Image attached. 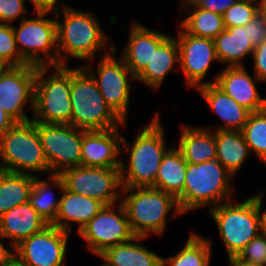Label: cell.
<instances>
[{
	"label": "cell",
	"instance_id": "6da1fadb",
	"mask_svg": "<svg viewBox=\"0 0 266 266\" xmlns=\"http://www.w3.org/2000/svg\"><path fill=\"white\" fill-rule=\"evenodd\" d=\"M53 11L57 23L59 65H69L67 62L75 59L77 66H83L84 61L96 59L98 55L102 57L114 49L113 38L106 34L93 11H83L68 3L54 7Z\"/></svg>",
	"mask_w": 266,
	"mask_h": 266
},
{
	"label": "cell",
	"instance_id": "7a4b0ae2",
	"mask_svg": "<svg viewBox=\"0 0 266 266\" xmlns=\"http://www.w3.org/2000/svg\"><path fill=\"white\" fill-rule=\"evenodd\" d=\"M150 119L140 126L131 142L122 136L120 174L123 188L152 187L162 157L172 146L166 145L160 111L157 110Z\"/></svg>",
	"mask_w": 266,
	"mask_h": 266
},
{
	"label": "cell",
	"instance_id": "3957f363",
	"mask_svg": "<svg viewBox=\"0 0 266 266\" xmlns=\"http://www.w3.org/2000/svg\"><path fill=\"white\" fill-rule=\"evenodd\" d=\"M233 180L234 176L218 160L187 163L184 189L176 198L180 211L191 214L233 200Z\"/></svg>",
	"mask_w": 266,
	"mask_h": 266
},
{
	"label": "cell",
	"instance_id": "277c9868",
	"mask_svg": "<svg viewBox=\"0 0 266 266\" xmlns=\"http://www.w3.org/2000/svg\"><path fill=\"white\" fill-rule=\"evenodd\" d=\"M121 202L135 236L163 237L168 226L167 216H184L173 195L153 187L123 188Z\"/></svg>",
	"mask_w": 266,
	"mask_h": 266
},
{
	"label": "cell",
	"instance_id": "5b68a950",
	"mask_svg": "<svg viewBox=\"0 0 266 266\" xmlns=\"http://www.w3.org/2000/svg\"><path fill=\"white\" fill-rule=\"evenodd\" d=\"M71 66H36L32 121L71 124Z\"/></svg>",
	"mask_w": 266,
	"mask_h": 266
},
{
	"label": "cell",
	"instance_id": "8992f818",
	"mask_svg": "<svg viewBox=\"0 0 266 266\" xmlns=\"http://www.w3.org/2000/svg\"><path fill=\"white\" fill-rule=\"evenodd\" d=\"M71 125L85 131L110 130L125 122L102 97L95 79L83 66H71Z\"/></svg>",
	"mask_w": 266,
	"mask_h": 266
},
{
	"label": "cell",
	"instance_id": "52a82bcc",
	"mask_svg": "<svg viewBox=\"0 0 266 266\" xmlns=\"http://www.w3.org/2000/svg\"><path fill=\"white\" fill-rule=\"evenodd\" d=\"M213 219L218 238L222 242L227 258L239 252L262 230L261 212L255 198L249 196L242 201L235 199L218 204L208 210Z\"/></svg>",
	"mask_w": 266,
	"mask_h": 266
},
{
	"label": "cell",
	"instance_id": "ba28073f",
	"mask_svg": "<svg viewBox=\"0 0 266 266\" xmlns=\"http://www.w3.org/2000/svg\"><path fill=\"white\" fill-rule=\"evenodd\" d=\"M32 14L33 17L28 16L12 25L20 56L27 64L37 67L58 66L57 23L53 8H36Z\"/></svg>",
	"mask_w": 266,
	"mask_h": 266
},
{
	"label": "cell",
	"instance_id": "9c48e42d",
	"mask_svg": "<svg viewBox=\"0 0 266 266\" xmlns=\"http://www.w3.org/2000/svg\"><path fill=\"white\" fill-rule=\"evenodd\" d=\"M0 170L39 177L50 175L37 122L15 123L0 138Z\"/></svg>",
	"mask_w": 266,
	"mask_h": 266
},
{
	"label": "cell",
	"instance_id": "30bf717a",
	"mask_svg": "<svg viewBox=\"0 0 266 266\" xmlns=\"http://www.w3.org/2000/svg\"><path fill=\"white\" fill-rule=\"evenodd\" d=\"M116 52L117 46L114 43V49L110 53L84 63L83 67L95 79L102 97L111 109L124 122H128L129 103H131V91H133L132 83L136 84L137 81L124 60ZM95 60H98L97 63Z\"/></svg>",
	"mask_w": 266,
	"mask_h": 266
},
{
	"label": "cell",
	"instance_id": "8fae6325",
	"mask_svg": "<svg viewBox=\"0 0 266 266\" xmlns=\"http://www.w3.org/2000/svg\"><path fill=\"white\" fill-rule=\"evenodd\" d=\"M86 251L98 257L106 249L130 241L133 234L122 202L105 205L77 234Z\"/></svg>",
	"mask_w": 266,
	"mask_h": 266
},
{
	"label": "cell",
	"instance_id": "7c38bea8",
	"mask_svg": "<svg viewBox=\"0 0 266 266\" xmlns=\"http://www.w3.org/2000/svg\"><path fill=\"white\" fill-rule=\"evenodd\" d=\"M64 188L111 205L121 201L122 182L120 168L76 166L62 171Z\"/></svg>",
	"mask_w": 266,
	"mask_h": 266
},
{
	"label": "cell",
	"instance_id": "4fadbf2b",
	"mask_svg": "<svg viewBox=\"0 0 266 266\" xmlns=\"http://www.w3.org/2000/svg\"><path fill=\"white\" fill-rule=\"evenodd\" d=\"M37 132L51 174L81 166L82 129L71 124L37 122Z\"/></svg>",
	"mask_w": 266,
	"mask_h": 266
},
{
	"label": "cell",
	"instance_id": "5bb4252c",
	"mask_svg": "<svg viewBox=\"0 0 266 266\" xmlns=\"http://www.w3.org/2000/svg\"><path fill=\"white\" fill-rule=\"evenodd\" d=\"M35 79L36 66L30 64L9 66L0 75V108L16 123L32 119Z\"/></svg>",
	"mask_w": 266,
	"mask_h": 266
},
{
	"label": "cell",
	"instance_id": "9a60e30c",
	"mask_svg": "<svg viewBox=\"0 0 266 266\" xmlns=\"http://www.w3.org/2000/svg\"><path fill=\"white\" fill-rule=\"evenodd\" d=\"M175 34L179 47V71L183 75L185 87L190 89L208 84L205 81L213 64L218 62L215 42L186 33L178 24Z\"/></svg>",
	"mask_w": 266,
	"mask_h": 266
},
{
	"label": "cell",
	"instance_id": "2e32d148",
	"mask_svg": "<svg viewBox=\"0 0 266 266\" xmlns=\"http://www.w3.org/2000/svg\"><path fill=\"white\" fill-rule=\"evenodd\" d=\"M70 235L48 225L15 246V256L28 266H66Z\"/></svg>",
	"mask_w": 266,
	"mask_h": 266
},
{
	"label": "cell",
	"instance_id": "e0dca14e",
	"mask_svg": "<svg viewBox=\"0 0 266 266\" xmlns=\"http://www.w3.org/2000/svg\"><path fill=\"white\" fill-rule=\"evenodd\" d=\"M245 66H226L213 75L209 83H215L238 104L251 112L266 108V98L260 94L257 84H264Z\"/></svg>",
	"mask_w": 266,
	"mask_h": 266
},
{
	"label": "cell",
	"instance_id": "ac0fdd59",
	"mask_svg": "<svg viewBox=\"0 0 266 266\" xmlns=\"http://www.w3.org/2000/svg\"><path fill=\"white\" fill-rule=\"evenodd\" d=\"M110 130H82L81 166L99 168H120L121 128Z\"/></svg>",
	"mask_w": 266,
	"mask_h": 266
},
{
	"label": "cell",
	"instance_id": "d6986e66",
	"mask_svg": "<svg viewBox=\"0 0 266 266\" xmlns=\"http://www.w3.org/2000/svg\"><path fill=\"white\" fill-rule=\"evenodd\" d=\"M129 28L128 40L119 56L137 77L151 60L153 50H156L170 34L154 30L136 20L131 22Z\"/></svg>",
	"mask_w": 266,
	"mask_h": 266
},
{
	"label": "cell",
	"instance_id": "ffe728a7",
	"mask_svg": "<svg viewBox=\"0 0 266 266\" xmlns=\"http://www.w3.org/2000/svg\"><path fill=\"white\" fill-rule=\"evenodd\" d=\"M198 94L207 104L208 108L217 116L220 122L216 126L203 125L202 127L212 131L238 130L241 131L248 121L250 110L238 104L232 97L227 95L215 83H209L196 88Z\"/></svg>",
	"mask_w": 266,
	"mask_h": 266
},
{
	"label": "cell",
	"instance_id": "44dd1931",
	"mask_svg": "<svg viewBox=\"0 0 266 266\" xmlns=\"http://www.w3.org/2000/svg\"><path fill=\"white\" fill-rule=\"evenodd\" d=\"M60 206L51 224L63 231L74 233L72 228L76 226L79 231L105 206L101 201L84 195L72 193L65 188L61 192Z\"/></svg>",
	"mask_w": 266,
	"mask_h": 266
},
{
	"label": "cell",
	"instance_id": "7402d4cb",
	"mask_svg": "<svg viewBox=\"0 0 266 266\" xmlns=\"http://www.w3.org/2000/svg\"><path fill=\"white\" fill-rule=\"evenodd\" d=\"M179 70V47L176 36L170 34L156 50L145 69L136 77V81L158 92L165 83L166 77Z\"/></svg>",
	"mask_w": 266,
	"mask_h": 266
},
{
	"label": "cell",
	"instance_id": "603a6c76",
	"mask_svg": "<svg viewBox=\"0 0 266 266\" xmlns=\"http://www.w3.org/2000/svg\"><path fill=\"white\" fill-rule=\"evenodd\" d=\"M48 225L28 202L17 205L0 216V236L7 240L5 243L15 247Z\"/></svg>",
	"mask_w": 266,
	"mask_h": 266
},
{
	"label": "cell",
	"instance_id": "cb8c5ba5",
	"mask_svg": "<svg viewBox=\"0 0 266 266\" xmlns=\"http://www.w3.org/2000/svg\"><path fill=\"white\" fill-rule=\"evenodd\" d=\"M176 147L191 164L216 160L215 131L200 125L180 124Z\"/></svg>",
	"mask_w": 266,
	"mask_h": 266
},
{
	"label": "cell",
	"instance_id": "d4e9b609",
	"mask_svg": "<svg viewBox=\"0 0 266 266\" xmlns=\"http://www.w3.org/2000/svg\"><path fill=\"white\" fill-rule=\"evenodd\" d=\"M146 240L148 237L135 236L106 249L98 257L109 266H162V256L143 244Z\"/></svg>",
	"mask_w": 266,
	"mask_h": 266
},
{
	"label": "cell",
	"instance_id": "484cf974",
	"mask_svg": "<svg viewBox=\"0 0 266 266\" xmlns=\"http://www.w3.org/2000/svg\"><path fill=\"white\" fill-rule=\"evenodd\" d=\"M214 42L217 59L222 67L245 66V60H251L254 47L248 39L247 24L225 28Z\"/></svg>",
	"mask_w": 266,
	"mask_h": 266
},
{
	"label": "cell",
	"instance_id": "4316f807",
	"mask_svg": "<svg viewBox=\"0 0 266 266\" xmlns=\"http://www.w3.org/2000/svg\"><path fill=\"white\" fill-rule=\"evenodd\" d=\"M179 26L188 34L214 40L224 29L223 15L195 7L189 0H180ZM185 16V17H184Z\"/></svg>",
	"mask_w": 266,
	"mask_h": 266
},
{
	"label": "cell",
	"instance_id": "83f0119b",
	"mask_svg": "<svg viewBox=\"0 0 266 266\" xmlns=\"http://www.w3.org/2000/svg\"><path fill=\"white\" fill-rule=\"evenodd\" d=\"M39 176L34 178V182L29 194V203L37 211V213L51 225L57 216L60 198L57 193H61L64 189L62 178L58 174H51L42 178Z\"/></svg>",
	"mask_w": 266,
	"mask_h": 266
},
{
	"label": "cell",
	"instance_id": "f1b7e54d",
	"mask_svg": "<svg viewBox=\"0 0 266 266\" xmlns=\"http://www.w3.org/2000/svg\"><path fill=\"white\" fill-rule=\"evenodd\" d=\"M216 160H218L235 178L250 157L249 146L238 130L215 131Z\"/></svg>",
	"mask_w": 266,
	"mask_h": 266
},
{
	"label": "cell",
	"instance_id": "f546056e",
	"mask_svg": "<svg viewBox=\"0 0 266 266\" xmlns=\"http://www.w3.org/2000/svg\"><path fill=\"white\" fill-rule=\"evenodd\" d=\"M186 171L187 162L181 151L172 145L162 157L156 181L152 187L177 198L183 192Z\"/></svg>",
	"mask_w": 266,
	"mask_h": 266
},
{
	"label": "cell",
	"instance_id": "4dcf8cb0",
	"mask_svg": "<svg viewBox=\"0 0 266 266\" xmlns=\"http://www.w3.org/2000/svg\"><path fill=\"white\" fill-rule=\"evenodd\" d=\"M210 238L191 230L182 248L172 256H162V266H212Z\"/></svg>",
	"mask_w": 266,
	"mask_h": 266
},
{
	"label": "cell",
	"instance_id": "1f68e13d",
	"mask_svg": "<svg viewBox=\"0 0 266 266\" xmlns=\"http://www.w3.org/2000/svg\"><path fill=\"white\" fill-rule=\"evenodd\" d=\"M35 176L0 170V216L29 202Z\"/></svg>",
	"mask_w": 266,
	"mask_h": 266
},
{
	"label": "cell",
	"instance_id": "d6a6232c",
	"mask_svg": "<svg viewBox=\"0 0 266 266\" xmlns=\"http://www.w3.org/2000/svg\"><path fill=\"white\" fill-rule=\"evenodd\" d=\"M241 132L251 154L266 165V108L252 112Z\"/></svg>",
	"mask_w": 266,
	"mask_h": 266
},
{
	"label": "cell",
	"instance_id": "836d02e7",
	"mask_svg": "<svg viewBox=\"0 0 266 266\" xmlns=\"http://www.w3.org/2000/svg\"><path fill=\"white\" fill-rule=\"evenodd\" d=\"M256 14V0H238L224 12V27L245 26Z\"/></svg>",
	"mask_w": 266,
	"mask_h": 266
},
{
	"label": "cell",
	"instance_id": "e575fe53",
	"mask_svg": "<svg viewBox=\"0 0 266 266\" xmlns=\"http://www.w3.org/2000/svg\"><path fill=\"white\" fill-rule=\"evenodd\" d=\"M0 59L9 66L27 65L20 56L10 24L0 23Z\"/></svg>",
	"mask_w": 266,
	"mask_h": 266
},
{
	"label": "cell",
	"instance_id": "d590c367",
	"mask_svg": "<svg viewBox=\"0 0 266 266\" xmlns=\"http://www.w3.org/2000/svg\"><path fill=\"white\" fill-rule=\"evenodd\" d=\"M242 262L264 266L266 263V232L254 237L236 256Z\"/></svg>",
	"mask_w": 266,
	"mask_h": 266
},
{
	"label": "cell",
	"instance_id": "8d00e7d4",
	"mask_svg": "<svg viewBox=\"0 0 266 266\" xmlns=\"http://www.w3.org/2000/svg\"><path fill=\"white\" fill-rule=\"evenodd\" d=\"M29 1L30 4H32ZM26 0H0V23L13 25L28 17L31 12ZM28 13V14H27Z\"/></svg>",
	"mask_w": 266,
	"mask_h": 266
},
{
	"label": "cell",
	"instance_id": "74e56055",
	"mask_svg": "<svg viewBox=\"0 0 266 266\" xmlns=\"http://www.w3.org/2000/svg\"><path fill=\"white\" fill-rule=\"evenodd\" d=\"M252 70L255 76L264 84L266 83V38L254 47L251 60Z\"/></svg>",
	"mask_w": 266,
	"mask_h": 266
},
{
	"label": "cell",
	"instance_id": "f35d334b",
	"mask_svg": "<svg viewBox=\"0 0 266 266\" xmlns=\"http://www.w3.org/2000/svg\"><path fill=\"white\" fill-rule=\"evenodd\" d=\"M247 34L253 47L266 38V20L259 13L247 23Z\"/></svg>",
	"mask_w": 266,
	"mask_h": 266
},
{
	"label": "cell",
	"instance_id": "ab89813d",
	"mask_svg": "<svg viewBox=\"0 0 266 266\" xmlns=\"http://www.w3.org/2000/svg\"><path fill=\"white\" fill-rule=\"evenodd\" d=\"M195 7L223 15L238 0H189Z\"/></svg>",
	"mask_w": 266,
	"mask_h": 266
},
{
	"label": "cell",
	"instance_id": "60d3db41",
	"mask_svg": "<svg viewBox=\"0 0 266 266\" xmlns=\"http://www.w3.org/2000/svg\"><path fill=\"white\" fill-rule=\"evenodd\" d=\"M5 239L0 236V266H5L6 263L15 255L14 247L7 243L4 245Z\"/></svg>",
	"mask_w": 266,
	"mask_h": 266
},
{
	"label": "cell",
	"instance_id": "b9f144b4",
	"mask_svg": "<svg viewBox=\"0 0 266 266\" xmlns=\"http://www.w3.org/2000/svg\"><path fill=\"white\" fill-rule=\"evenodd\" d=\"M262 191H258L257 193H254L252 196L255 198L258 207L261 212V221H262V230L266 232V208H264V200H265V191L264 189H261Z\"/></svg>",
	"mask_w": 266,
	"mask_h": 266
},
{
	"label": "cell",
	"instance_id": "7bdbcfd3",
	"mask_svg": "<svg viewBox=\"0 0 266 266\" xmlns=\"http://www.w3.org/2000/svg\"><path fill=\"white\" fill-rule=\"evenodd\" d=\"M16 122L0 108V138L15 124Z\"/></svg>",
	"mask_w": 266,
	"mask_h": 266
},
{
	"label": "cell",
	"instance_id": "ee69618b",
	"mask_svg": "<svg viewBox=\"0 0 266 266\" xmlns=\"http://www.w3.org/2000/svg\"><path fill=\"white\" fill-rule=\"evenodd\" d=\"M30 2L32 3V11L36 8H54L61 4L68 3L63 0H30Z\"/></svg>",
	"mask_w": 266,
	"mask_h": 266
},
{
	"label": "cell",
	"instance_id": "f6af8a7d",
	"mask_svg": "<svg viewBox=\"0 0 266 266\" xmlns=\"http://www.w3.org/2000/svg\"><path fill=\"white\" fill-rule=\"evenodd\" d=\"M257 13H259L266 20V0H256Z\"/></svg>",
	"mask_w": 266,
	"mask_h": 266
},
{
	"label": "cell",
	"instance_id": "bcb514c9",
	"mask_svg": "<svg viewBox=\"0 0 266 266\" xmlns=\"http://www.w3.org/2000/svg\"><path fill=\"white\" fill-rule=\"evenodd\" d=\"M228 259V265L227 266H258L253 264H248L245 262L240 261L236 257H229Z\"/></svg>",
	"mask_w": 266,
	"mask_h": 266
},
{
	"label": "cell",
	"instance_id": "7dc6e473",
	"mask_svg": "<svg viewBox=\"0 0 266 266\" xmlns=\"http://www.w3.org/2000/svg\"><path fill=\"white\" fill-rule=\"evenodd\" d=\"M5 266H28L19 260L15 255L6 263Z\"/></svg>",
	"mask_w": 266,
	"mask_h": 266
},
{
	"label": "cell",
	"instance_id": "c3c4849f",
	"mask_svg": "<svg viewBox=\"0 0 266 266\" xmlns=\"http://www.w3.org/2000/svg\"><path fill=\"white\" fill-rule=\"evenodd\" d=\"M9 67L2 59H0V75Z\"/></svg>",
	"mask_w": 266,
	"mask_h": 266
},
{
	"label": "cell",
	"instance_id": "681fc988",
	"mask_svg": "<svg viewBox=\"0 0 266 266\" xmlns=\"http://www.w3.org/2000/svg\"><path fill=\"white\" fill-rule=\"evenodd\" d=\"M102 262H103V264H100V266H109L103 260H102Z\"/></svg>",
	"mask_w": 266,
	"mask_h": 266
}]
</instances>
